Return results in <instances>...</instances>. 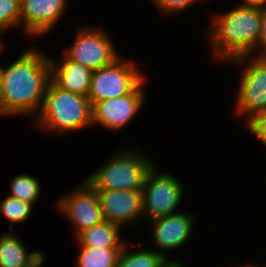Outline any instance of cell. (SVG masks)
I'll list each match as a JSON object with an SVG mask.
<instances>
[{
  "mask_svg": "<svg viewBox=\"0 0 266 267\" xmlns=\"http://www.w3.org/2000/svg\"><path fill=\"white\" fill-rule=\"evenodd\" d=\"M50 82V59L32 45L8 66H0V113L34 118Z\"/></svg>",
  "mask_w": 266,
  "mask_h": 267,
  "instance_id": "1",
  "label": "cell"
},
{
  "mask_svg": "<svg viewBox=\"0 0 266 267\" xmlns=\"http://www.w3.org/2000/svg\"><path fill=\"white\" fill-rule=\"evenodd\" d=\"M261 10V6L236 3L228 11L210 14L205 33L207 31L212 62L227 63L255 51L260 36Z\"/></svg>",
  "mask_w": 266,
  "mask_h": 267,
  "instance_id": "2",
  "label": "cell"
},
{
  "mask_svg": "<svg viewBox=\"0 0 266 267\" xmlns=\"http://www.w3.org/2000/svg\"><path fill=\"white\" fill-rule=\"evenodd\" d=\"M40 131L65 135L92 125V103L88 97L74 94L49 82L41 109L33 118Z\"/></svg>",
  "mask_w": 266,
  "mask_h": 267,
  "instance_id": "3",
  "label": "cell"
},
{
  "mask_svg": "<svg viewBox=\"0 0 266 267\" xmlns=\"http://www.w3.org/2000/svg\"><path fill=\"white\" fill-rule=\"evenodd\" d=\"M120 147L85 180L95 190H142L148 172L156 164L143 150Z\"/></svg>",
  "mask_w": 266,
  "mask_h": 267,
  "instance_id": "4",
  "label": "cell"
},
{
  "mask_svg": "<svg viewBox=\"0 0 266 267\" xmlns=\"http://www.w3.org/2000/svg\"><path fill=\"white\" fill-rule=\"evenodd\" d=\"M157 166L155 164L148 172L142 188L143 219L148 222L180 212L176 209L185 193L179 177L163 171L159 173Z\"/></svg>",
  "mask_w": 266,
  "mask_h": 267,
  "instance_id": "5",
  "label": "cell"
},
{
  "mask_svg": "<svg viewBox=\"0 0 266 267\" xmlns=\"http://www.w3.org/2000/svg\"><path fill=\"white\" fill-rule=\"evenodd\" d=\"M230 63L241 67L240 83L233 112L243 115L242 118L246 123L256 113L266 109V58L242 56L225 64Z\"/></svg>",
  "mask_w": 266,
  "mask_h": 267,
  "instance_id": "6",
  "label": "cell"
},
{
  "mask_svg": "<svg viewBox=\"0 0 266 267\" xmlns=\"http://www.w3.org/2000/svg\"><path fill=\"white\" fill-rule=\"evenodd\" d=\"M107 32L101 26H80L63 55L92 71L111 65L121 55Z\"/></svg>",
  "mask_w": 266,
  "mask_h": 267,
  "instance_id": "7",
  "label": "cell"
},
{
  "mask_svg": "<svg viewBox=\"0 0 266 267\" xmlns=\"http://www.w3.org/2000/svg\"><path fill=\"white\" fill-rule=\"evenodd\" d=\"M137 65L135 60L120 56L111 65L94 70L88 93L92 105L130 94L146 78Z\"/></svg>",
  "mask_w": 266,
  "mask_h": 267,
  "instance_id": "8",
  "label": "cell"
},
{
  "mask_svg": "<svg viewBox=\"0 0 266 267\" xmlns=\"http://www.w3.org/2000/svg\"><path fill=\"white\" fill-rule=\"evenodd\" d=\"M73 188L69 193L61 195L56 207L73 224L75 238L83 230L101 223L104 219L96 190L85 179L77 188Z\"/></svg>",
  "mask_w": 266,
  "mask_h": 267,
  "instance_id": "9",
  "label": "cell"
},
{
  "mask_svg": "<svg viewBox=\"0 0 266 267\" xmlns=\"http://www.w3.org/2000/svg\"><path fill=\"white\" fill-rule=\"evenodd\" d=\"M146 82L145 78L130 94L95 102L92 105V125H100L111 132L126 127L145 105Z\"/></svg>",
  "mask_w": 266,
  "mask_h": 267,
  "instance_id": "10",
  "label": "cell"
},
{
  "mask_svg": "<svg viewBox=\"0 0 266 267\" xmlns=\"http://www.w3.org/2000/svg\"><path fill=\"white\" fill-rule=\"evenodd\" d=\"M196 215L181 211L168 216L160 217L149 222L152 229V241L165 259L170 258L168 252L185 246L195 228Z\"/></svg>",
  "mask_w": 266,
  "mask_h": 267,
  "instance_id": "11",
  "label": "cell"
},
{
  "mask_svg": "<svg viewBox=\"0 0 266 267\" xmlns=\"http://www.w3.org/2000/svg\"><path fill=\"white\" fill-rule=\"evenodd\" d=\"M68 0H20V28L26 37L51 33L67 10ZM31 37V38H30Z\"/></svg>",
  "mask_w": 266,
  "mask_h": 267,
  "instance_id": "12",
  "label": "cell"
},
{
  "mask_svg": "<svg viewBox=\"0 0 266 267\" xmlns=\"http://www.w3.org/2000/svg\"><path fill=\"white\" fill-rule=\"evenodd\" d=\"M105 221L121 227L143 219L142 190H96Z\"/></svg>",
  "mask_w": 266,
  "mask_h": 267,
  "instance_id": "13",
  "label": "cell"
},
{
  "mask_svg": "<svg viewBox=\"0 0 266 267\" xmlns=\"http://www.w3.org/2000/svg\"><path fill=\"white\" fill-rule=\"evenodd\" d=\"M50 59V81L59 89L88 97L92 70L82 64L67 59ZM59 62H58V61Z\"/></svg>",
  "mask_w": 266,
  "mask_h": 267,
  "instance_id": "14",
  "label": "cell"
},
{
  "mask_svg": "<svg viewBox=\"0 0 266 267\" xmlns=\"http://www.w3.org/2000/svg\"><path fill=\"white\" fill-rule=\"evenodd\" d=\"M43 253L41 250L29 252L12 230L0 236V267H33L45 256Z\"/></svg>",
  "mask_w": 266,
  "mask_h": 267,
  "instance_id": "15",
  "label": "cell"
},
{
  "mask_svg": "<svg viewBox=\"0 0 266 267\" xmlns=\"http://www.w3.org/2000/svg\"><path fill=\"white\" fill-rule=\"evenodd\" d=\"M122 227L102 221L88 229L80 232L76 237V245L90 246L93 248H123L126 238L121 237L120 232Z\"/></svg>",
  "mask_w": 266,
  "mask_h": 267,
  "instance_id": "16",
  "label": "cell"
},
{
  "mask_svg": "<svg viewBox=\"0 0 266 267\" xmlns=\"http://www.w3.org/2000/svg\"><path fill=\"white\" fill-rule=\"evenodd\" d=\"M122 248L78 246L75 267H116Z\"/></svg>",
  "mask_w": 266,
  "mask_h": 267,
  "instance_id": "17",
  "label": "cell"
},
{
  "mask_svg": "<svg viewBox=\"0 0 266 267\" xmlns=\"http://www.w3.org/2000/svg\"><path fill=\"white\" fill-rule=\"evenodd\" d=\"M127 243L128 240L121 250L116 267H159L165 259L153 248L143 247L135 251Z\"/></svg>",
  "mask_w": 266,
  "mask_h": 267,
  "instance_id": "18",
  "label": "cell"
},
{
  "mask_svg": "<svg viewBox=\"0 0 266 267\" xmlns=\"http://www.w3.org/2000/svg\"><path fill=\"white\" fill-rule=\"evenodd\" d=\"M41 183L31 174H19L10 179V197L31 205L40 198Z\"/></svg>",
  "mask_w": 266,
  "mask_h": 267,
  "instance_id": "19",
  "label": "cell"
},
{
  "mask_svg": "<svg viewBox=\"0 0 266 267\" xmlns=\"http://www.w3.org/2000/svg\"><path fill=\"white\" fill-rule=\"evenodd\" d=\"M32 208L33 205L10 196H6L0 201V215L9 221L11 230L16 223H23L33 217Z\"/></svg>",
  "mask_w": 266,
  "mask_h": 267,
  "instance_id": "20",
  "label": "cell"
},
{
  "mask_svg": "<svg viewBox=\"0 0 266 267\" xmlns=\"http://www.w3.org/2000/svg\"><path fill=\"white\" fill-rule=\"evenodd\" d=\"M20 27V0H0V31Z\"/></svg>",
  "mask_w": 266,
  "mask_h": 267,
  "instance_id": "21",
  "label": "cell"
},
{
  "mask_svg": "<svg viewBox=\"0 0 266 267\" xmlns=\"http://www.w3.org/2000/svg\"><path fill=\"white\" fill-rule=\"evenodd\" d=\"M155 7L162 13L166 15L174 16L176 14H180L182 11L184 12L189 6H193V4L197 2H201L204 0H150ZM180 12V13H179ZM174 14V15H173Z\"/></svg>",
  "mask_w": 266,
  "mask_h": 267,
  "instance_id": "22",
  "label": "cell"
},
{
  "mask_svg": "<svg viewBox=\"0 0 266 267\" xmlns=\"http://www.w3.org/2000/svg\"><path fill=\"white\" fill-rule=\"evenodd\" d=\"M249 133L266 147V109L259 111L245 125Z\"/></svg>",
  "mask_w": 266,
  "mask_h": 267,
  "instance_id": "23",
  "label": "cell"
},
{
  "mask_svg": "<svg viewBox=\"0 0 266 267\" xmlns=\"http://www.w3.org/2000/svg\"><path fill=\"white\" fill-rule=\"evenodd\" d=\"M250 56L258 58H266V7H262L261 10L260 36L257 48Z\"/></svg>",
  "mask_w": 266,
  "mask_h": 267,
  "instance_id": "24",
  "label": "cell"
},
{
  "mask_svg": "<svg viewBox=\"0 0 266 267\" xmlns=\"http://www.w3.org/2000/svg\"><path fill=\"white\" fill-rule=\"evenodd\" d=\"M180 260H171V258L164 259V261L160 264L159 267H186Z\"/></svg>",
  "mask_w": 266,
  "mask_h": 267,
  "instance_id": "25",
  "label": "cell"
},
{
  "mask_svg": "<svg viewBox=\"0 0 266 267\" xmlns=\"http://www.w3.org/2000/svg\"><path fill=\"white\" fill-rule=\"evenodd\" d=\"M237 4L266 7V0H240Z\"/></svg>",
  "mask_w": 266,
  "mask_h": 267,
  "instance_id": "26",
  "label": "cell"
},
{
  "mask_svg": "<svg viewBox=\"0 0 266 267\" xmlns=\"http://www.w3.org/2000/svg\"><path fill=\"white\" fill-rule=\"evenodd\" d=\"M4 33L5 32L0 31V55H1L2 51L4 50V47L6 46V44L3 42L4 40H3V37H2Z\"/></svg>",
  "mask_w": 266,
  "mask_h": 267,
  "instance_id": "27",
  "label": "cell"
},
{
  "mask_svg": "<svg viewBox=\"0 0 266 267\" xmlns=\"http://www.w3.org/2000/svg\"><path fill=\"white\" fill-rule=\"evenodd\" d=\"M45 257H46V255L37 264H35L33 267H45L44 266V262L46 259Z\"/></svg>",
  "mask_w": 266,
  "mask_h": 267,
  "instance_id": "28",
  "label": "cell"
},
{
  "mask_svg": "<svg viewBox=\"0 0 266 267\" xmlns=\"http://www.w3.org/2000/svg\"><path fill=\"white\" fill-rule=\"evenodd\" d=\"M229 267H232V266H229ZM233 267H235V266L233 265ZM236 267H257V266H256L255 264H252V263L249 264V263H248V264H246V265H245V264H244V265L242 264L241 266H236Z\"/></svg>",
  "mask_w": 266,
  "mask_h": 267,
  "instance_id": "29",
  "label": "cell"
},
{
  "mask_svg": "<svg viewBox=\"0 0 266 267\" xmlns=\"http://www.w3.org/2000/svg\"><path fill=\"white\" fill-rule=\"evenodd\" d=\"M257 267H262V266H259V265H257V264H255ZM263 267H266V264H265V266L263 265Z\"/></svg>",
  "mask_w": 266,
  "mask_h": 267,
  "instance_id": "30",
  "label": "cell"
}]
</instances>
